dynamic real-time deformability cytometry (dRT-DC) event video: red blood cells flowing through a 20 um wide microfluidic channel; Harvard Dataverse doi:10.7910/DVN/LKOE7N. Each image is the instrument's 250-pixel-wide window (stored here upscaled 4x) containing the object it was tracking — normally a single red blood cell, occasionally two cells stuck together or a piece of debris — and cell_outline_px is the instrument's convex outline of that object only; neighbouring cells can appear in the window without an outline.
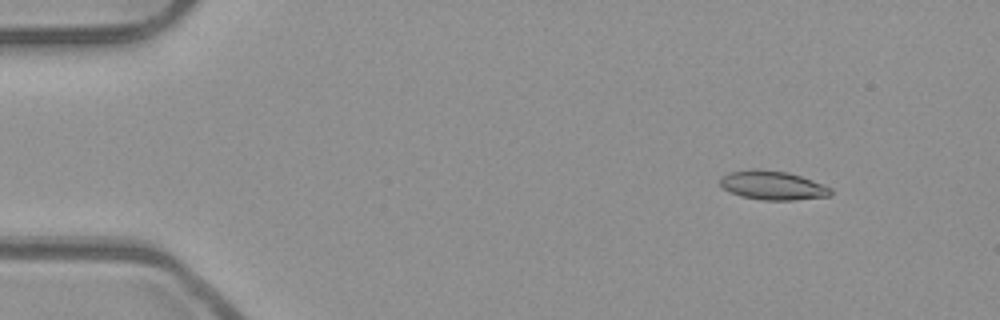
{"species": "common noctule bat (a hibernating species)", "species_latin": "Nyctalus noctula", "temperature_condition": "room temperature", "stored_images_in_passage": 48, "camera_frame_rate_fps": 3000, "um_per_image_px": 0.085, "animal": {"sex": "male", "body_mass_g": 23.1, "forearm_length_mm": 52.7}, "frame": {"image": 1, "passage_image": 2, "time_ms": 0.333, "image_size_px": [1000, 320], "cell_outline_px": [[832, 196], [796, 200], [764, 200], [740, 196], [724, 188], [720, 184], [720, 180], [728, 172], [752, 168], [756, 168], [788, 172], [812, 180], [832, 188]], "centroid_in_image_um": [65.71, 15.75], "position_along_channel_um": 19.3, "area_um2": 18.73}}
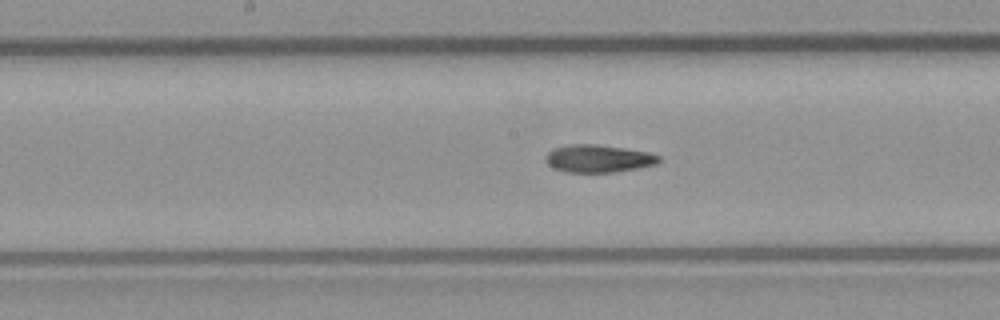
{"frame": {"image": 2, "passage_image": 23, "time_ms": 7.333, "image_size_px": [1000, 320], "cell_outline_px": [[660, 160], [656, 164], [636, 168], [612, 172], [564, 172], [548, 164], [544, 160], [544, 156], [552, 148], [568, 144], [596, 144], [624, 148], [648, 152], [660, 156]], "centroid_in_image_um": [50.81, 13.46], "position_along_channel_um": 197.4, "area_um2": 18.21}}
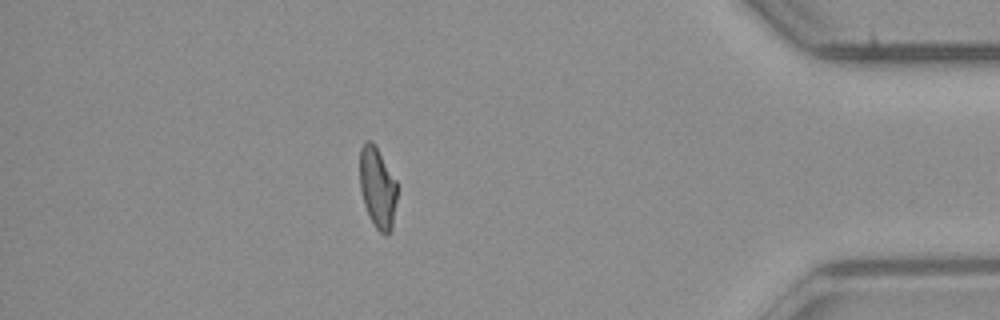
{"frame": {"image": 3, "passage_image": 42, "time_ms": 13.667, "image_size_px": [1000, 320], "cell_outline_px": [[396, 200], [392, 228], [384, 236], [376, 228], [364, 204], [360, 188], [360, 148], [368, 140], [372, 140], [396, 180]], "centroid_in_image_um": [32.08, 15.94], "position_along_channel_um": 403.1, "area_um2": 17.28}, "authors_computed_cell_mechanics": {"area_um2": 18.207, "velocity_mm_per_s": 3.9523, "shape_relaxation_time_tau1_ms": null, "shape_relaxation_time_tau2_ms": 4.5552, "deformation_change_tau1": null, "deformation_change_tau2": 0.1231}}